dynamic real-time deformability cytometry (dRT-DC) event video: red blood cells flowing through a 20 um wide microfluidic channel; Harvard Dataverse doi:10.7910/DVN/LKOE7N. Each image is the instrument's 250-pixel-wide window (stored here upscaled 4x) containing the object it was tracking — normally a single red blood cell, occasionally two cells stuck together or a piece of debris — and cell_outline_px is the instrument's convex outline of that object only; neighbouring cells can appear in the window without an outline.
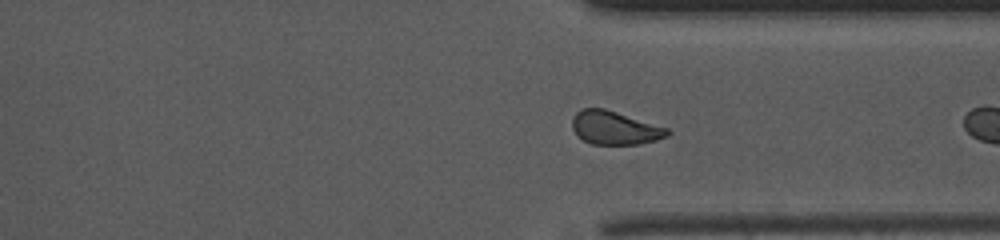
{"species": "common noctule bat (a hibernating species)", "species_latin": "Nyctalus noctula", "temperature_condition": "warm", "stored_images_in_passage": 34, "camera_frame_rate_fps": 3000, "um_per_image_px": 0.085, "animal": {"sex": "female", "body_mass_g": 10.0, "forearm_length_mm": 53.1}, "frame": {"image": 1, "passage_image": 20, "time_ms": 6.333, "image_size_px": [1000, 240], "cell_outline_px": [[672, 132], [668, 136], [656, 140], [640, 144], [592, 144], [576, 136], [572, 128], [572, 120], [576, 112], [580, 108], [604, 108], [668, 128]], "centroid_in_image_um": [52.24, 10.87], "position_along_channel_um": 359.2, "area_um2": 18.61}, "authors_computed_cell_mechanics": {"area_um2": 19.5942, "velocity_mm_per_s": 4.0543, "shape_relaxation_time_tau1_ms": 3.3142, "shape_relaxation_time_tau2_ms": 0.8029, "deformation_change_tau1": 0.0627, "deformation_change_tau2": 0.0315}}